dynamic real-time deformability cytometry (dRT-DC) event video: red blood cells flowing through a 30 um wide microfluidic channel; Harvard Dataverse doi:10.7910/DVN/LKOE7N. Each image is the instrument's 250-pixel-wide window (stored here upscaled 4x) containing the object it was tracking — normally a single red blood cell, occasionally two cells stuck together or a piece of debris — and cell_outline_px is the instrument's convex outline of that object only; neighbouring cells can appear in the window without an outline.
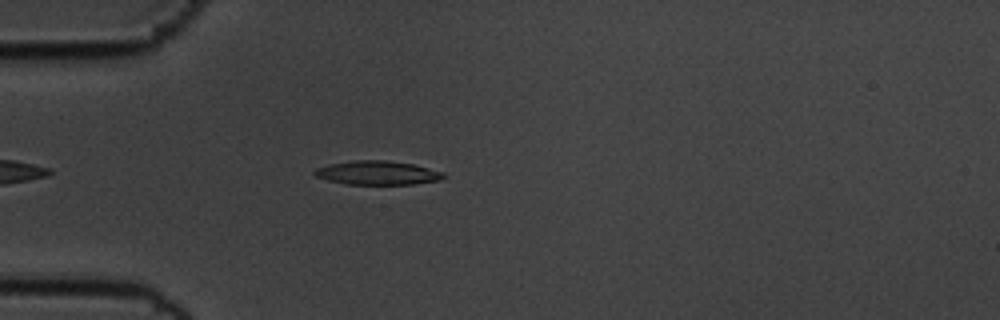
{"species": "common noctule bat (a hibernating species)", "species_latin": "Nyctalus noctula", "temperature_condition": "cold", "stored_images_in_passage": 46, "camera_frame_rate_fps": 3000, "um_per_image_px": 0.085, "animal": {"sex": "male", "body_mass_g": 19.5, "forearm_length_mm": 54.6}, "frame": {"image": 1, "passage_image": 5, "time_ms": 1.333, "image_size_px": [1000, 320], "cell_outline_px": [[444, 176], [436, 180], [412, 184], [344, 184], [328, 180], [316, 176], [312, 172], [316, 168], [328, 164], [356, 160], [384, 160], [412, 164], [444, 172]], "centroid_in_image_um": [32.02, 14.69], "position_along_channel_um": 53.0, "area_um2": 17.69}}
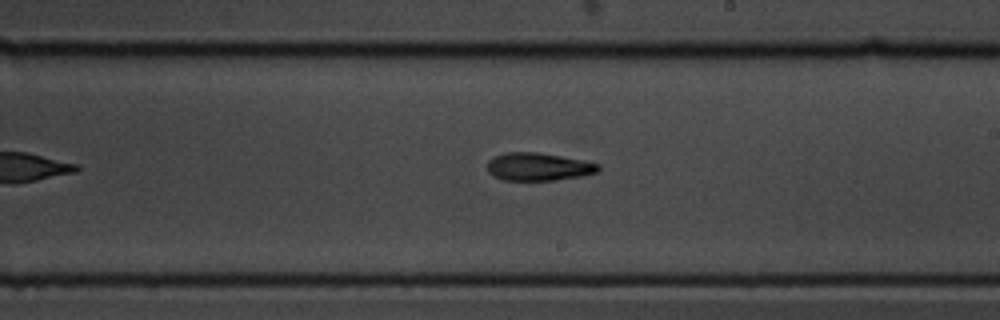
{"frame": {"image": 2, "passage_image": 22, "time_ms": 7.0, "image_size_px": [1000, 320], "cell_outline_px": [[600, 172], [580, 176], [556, 180], [504, 180], [492, 176], [488, 172], [488, 160], [504, 152], [536, 152], [584, 160], [600, 164]], "centroid_in_image_um": [45.78, 14.17], "position_along_channel_um": 243.2, "area_um2": 18.09}}
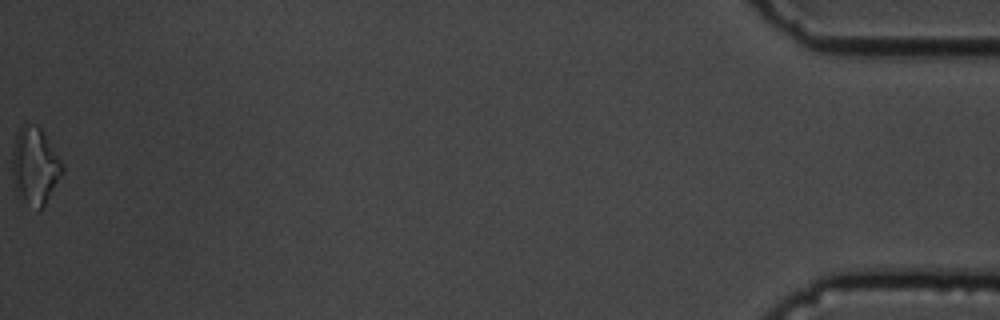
{"frame": {"image": 3, "passage_image": 46, "time_ms": 15.0, "image_size_px": [1000, 320], "cell_outline_px": [[64, 172], [44, 204], [36, 212], [16, 188], [12, 176], [12, 148], [20, 124], [36, 124], [40, 128], [64, 164]], "centroid_in_image_um": [2.98, 14.06], "position_along_channel_um": 432.2, "area_um2": 22.2}, "authors_computed_cell_mechanics": {"area_um2": 17.8313, "velocity_mm_per_s": 3.5401, "shape_relaxation_time_tau1_ms": 3.5631, "shape_relaxation_time_tau2_ms": null, "deformation_change_tau1": 0.1355, "deformation_change_tau2": null}}